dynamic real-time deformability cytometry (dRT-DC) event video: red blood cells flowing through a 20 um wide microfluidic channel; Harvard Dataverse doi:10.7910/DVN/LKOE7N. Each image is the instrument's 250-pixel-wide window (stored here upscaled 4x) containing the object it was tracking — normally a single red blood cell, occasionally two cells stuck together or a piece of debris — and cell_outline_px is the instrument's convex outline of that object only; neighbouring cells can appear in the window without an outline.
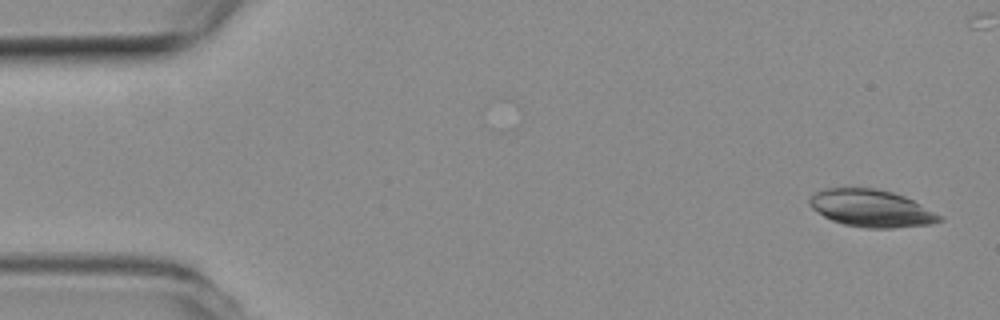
{"species": "common noctule bat (a hibernating species)", "species_latin": "Nyctalus noctula", "temperature_condition": "room temperature", "stored_images_in_passage": 54, "camera_frame_rate_fps": 3000, "um_per_image_px": 0.085, "animal": {"sex": "female", "body_mass_g": 19.3, "forearm_length_mm": 54.1}, "frame": {"image": 1, "passage_image": 2, "time_ms": 0.333, "image_size_px": [1000, 320], "cell_outline_px": [[944, 220], [928, 224], [892, 228], [864, 228], [844, 224], [832, 220], [824, 216], [812, 208], [808, 204], [808, 200], [816, 192], [824, 188], [876, 188], [892, 192], [904, 196], [944, 216]], "centroid_in_image_um": [74.06, 17.71], "position_along_channel_um": 10.9, "area_um2": 28.15}}